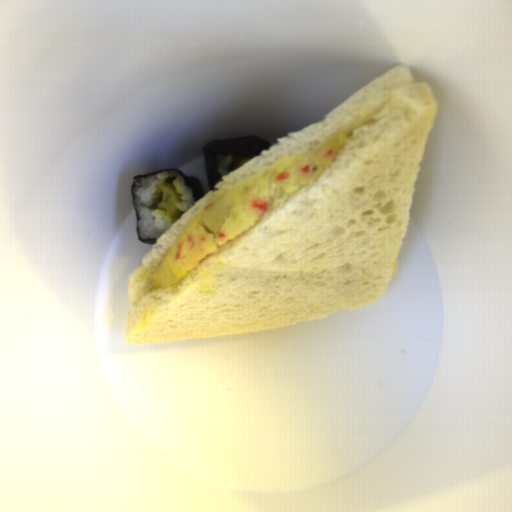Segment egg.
Segmentation results:
<instances>
[{"label":"egg","instance_id":"1","mask_svg":"<svg viewBox=\"0 0 512 512\" xmlns=\"http://www.w3.org/2000/svg\"><path fill=\"white\" fill-rule=\"evenodd\" d=\"M346 135L335 133L237 184L193 219L149 281L148 291L174 287L219 248L314 184L335 160Z\"/></svg>","mask_w":512,"mask_h":512}]
</instances>
